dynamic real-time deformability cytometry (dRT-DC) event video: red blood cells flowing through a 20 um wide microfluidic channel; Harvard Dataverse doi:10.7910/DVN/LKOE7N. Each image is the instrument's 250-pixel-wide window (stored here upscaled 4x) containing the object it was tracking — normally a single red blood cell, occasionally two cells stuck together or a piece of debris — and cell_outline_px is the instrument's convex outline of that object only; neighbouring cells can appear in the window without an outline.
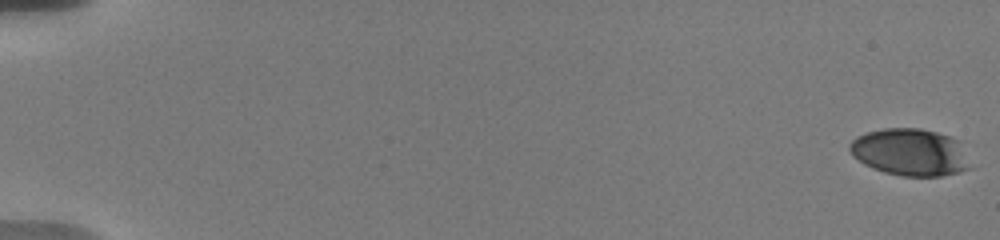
{"species": "human", "species_latin": "Homo sapiens", "temperature_condition": "warm", "stored_images_in_passage": 35, "camera_frame_rate_fps": 3000, "um_per_image_px": 0.085, "donor": {"sex": "male"}, "frame": {"image": 1, "passage_image": 1, "time_ms": 0.0, "image_size_px": [1000, 240], "cell_outline_px": [[976, 168], [960, 172], [940, 176], [904, 176], [884, 172], [872, 168], [864, 164], [852, 156], [848, 148], [848, 144], [856, 136], [868, 132], [884, 128], [920, 128], [936, 132], [960, 140]], "centroid_in_image_um": [77.43, 12.95], "position_along_channel_um": 7.6, "area_um2": 33.87}}
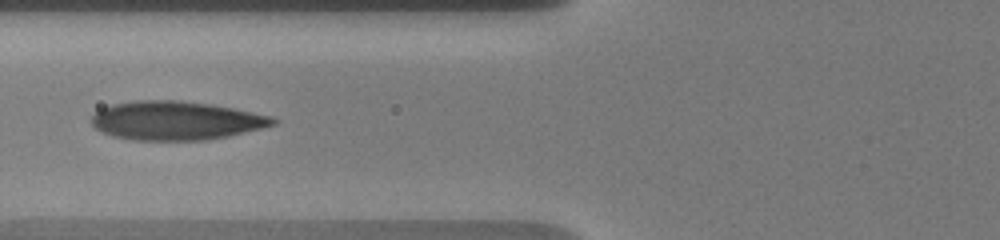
{"frame": {"image": 2, "passage_image": 18, "time_ms": 8.0, "image_size_px": [1000, 240], "cell_outline_px": [[280, 120], [276, 124], [228, 136], [204, 140], [136, 140], [116, 136], [104, 132], [96, 128], [92, 124], [92, 116], [100, 108], [112, 104], [132, 100], [180, 100], [212, 104], [272, 116]], "centroid_in_image_um": [14.97, 10.23], "position_along_channel_um": 110.8, "area_um2": 40.86}}
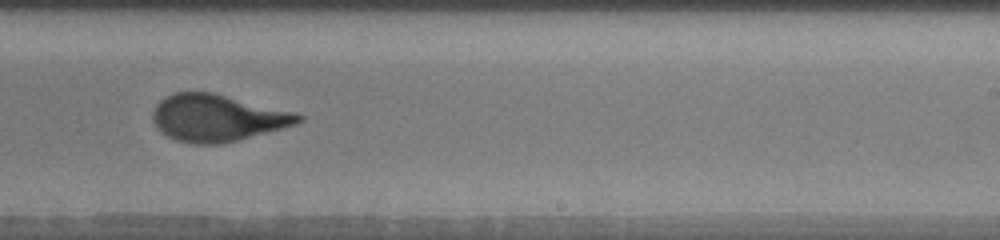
{"frame": {"image": 3, "passage_image": 24, "time_ms": 12.333, "image_size_px": [1000, 240], "cell_outline_px": [[304, 120], [296, 124], [236, 140], [220, 144], [192, 144], [176, 140], [168, 136], [152, 120], [152, 112], [156, 104], [164, 96], [176, 92], [212, 92], [296, 112], [304, 116]], "centroid_in_image_um": [18.47, 10.01], "position_along_channel_um": 270.5, "area_um2": 39.54}, "authors_computed_cell_mechanics": {"area_um2": 38.0324, "velocity_mm_per_s": 3.6991, "shape_relaxation_time_tau1_ms": 4.0739, "shape_relaxation_time_tau2_ms": null, "deformation_change_tau1": 0.1959, "deformation_change_tau2": null}}